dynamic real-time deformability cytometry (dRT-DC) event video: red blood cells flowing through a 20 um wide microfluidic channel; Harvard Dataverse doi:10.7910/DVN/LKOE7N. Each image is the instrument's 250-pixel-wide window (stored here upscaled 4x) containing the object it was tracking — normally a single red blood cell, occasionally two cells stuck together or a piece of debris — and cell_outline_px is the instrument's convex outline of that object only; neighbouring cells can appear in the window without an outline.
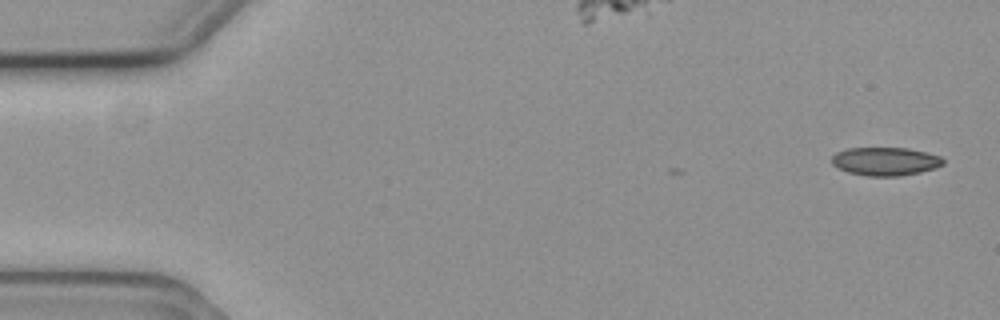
{"species": "common noctule bat (a hibernating species)", "species_latin": "Nyctalus noctula", "temperature_condition": "cold", "stored_images_in_passage": 6, "segment_of_instrument_passage": [2, 2], "camera_frame_rate_fps": 3000, "um_per_image_px": 0.085, "animal": {"sex": "female", "body_mass_g": 19.3, "forearm_length_mm": 54.1}, "frame": {"image": 1, "passage_image": 6, "time_ms": 1.667, "image_size_px": [1000, 320], "cell_outline_px": [[944, 164], [936, 168], [920, 172], [900, 176], [868, 176], [848, 172], [832, 164], [832, 156], [836, 152], [848, 148], [908, 148], [940, 156], [944, 160]], "centroid_in_image_um": [75.26, 13.72], "position_along_channel_um": 9.7, "area_um2": 18.32}}